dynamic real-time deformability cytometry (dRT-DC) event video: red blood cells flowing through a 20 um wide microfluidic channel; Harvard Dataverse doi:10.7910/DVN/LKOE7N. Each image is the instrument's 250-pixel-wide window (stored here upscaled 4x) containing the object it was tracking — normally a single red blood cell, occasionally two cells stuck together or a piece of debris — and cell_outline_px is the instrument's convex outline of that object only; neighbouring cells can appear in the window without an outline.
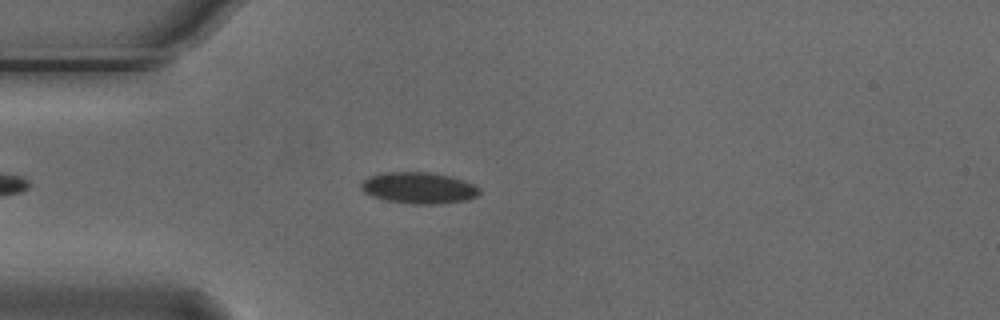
{"species": "Egyptian fruit bat (a non-hibernating species)", "species_latin": "Rousettus aegyptiacus", "temperature_condition": "cold", "stored_images_in_passage": 41, "camera_frame_rate_fps": 3000, "um_per_image_px": 0.085, "animal": {"sex": "male"}, "frame": {"image": 1, "passage_image": 1, "time_ms": 0.0, "image_size_px": [1000, 320], "cell_outline_px": [[480, 192], [476, 196], [468, 200], [440, 204], [412, 204], [388, 200], [372, 196], [364, 192], [360, 188], [360, 184], [368, 176], [380, 172], [428, 172], [452, 176], [476, 184], [480, 188]], "centroid_in_image_um": [35.62, 15.96], "position_along_channel_um": 49.4, "area_um2": 21.91}}
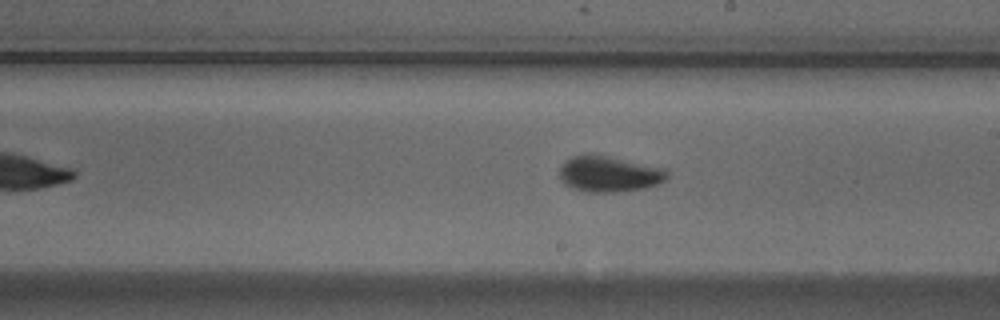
{"frame": {"image": 2, "passage_image": 17, "time_ms": 5.333, "image_size_px": [1000, 320], "cell_outline_px": [[668, 176], [660, 184], [644, 188], [620, 192], [584, 192], [564, 184], [560, 180], [560, 168], [564, 160], [572, 156], [588, 152], [592, 152], [668, 168]], "centroid_in_image_um": [51.78, 14.76], "position_along_channel_um": 237.2, "area_um2": 23.29}}
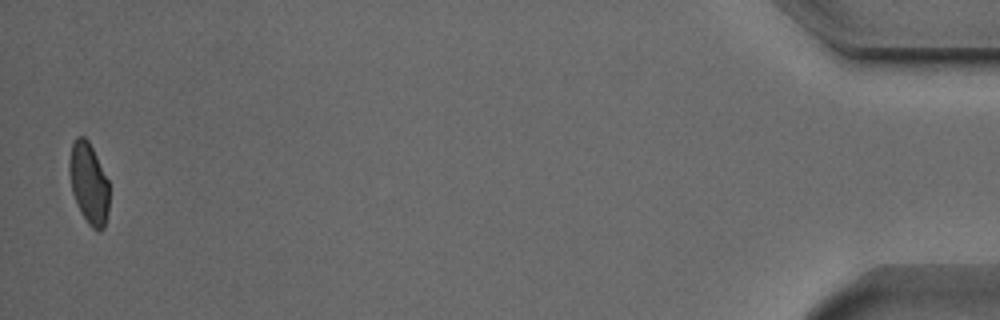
{"frame": {"image": 3, "passage_image": 40, "time_ms": 13.0, "image_size_px": [1000, 320], "cell_outline_px": [[108, 212], [104, 228], [100, 232], [96, 232], [88, 224], [80, 212], [72, 192], [68, 168], [68, 164], [72, 144], [76, 136], [84, 136], [88, 140], [108, 180]], "centroid_in_image_um": [7.53, 15.61], "position_along_channel_um": 427.7, "area_um2": 18.9}, "authors_computed_cell_mechanics": {"area_um2": 20.4612, "velocity_mm_per_s": 3.7407, "shape_relaxation_time_tau1_ms": 4.0298, "shape_relaxation_time_tau2_ms": 1.1516, "deformation_change_tau1": 0.1011, "deformation_change_tau2": 0.0612}}